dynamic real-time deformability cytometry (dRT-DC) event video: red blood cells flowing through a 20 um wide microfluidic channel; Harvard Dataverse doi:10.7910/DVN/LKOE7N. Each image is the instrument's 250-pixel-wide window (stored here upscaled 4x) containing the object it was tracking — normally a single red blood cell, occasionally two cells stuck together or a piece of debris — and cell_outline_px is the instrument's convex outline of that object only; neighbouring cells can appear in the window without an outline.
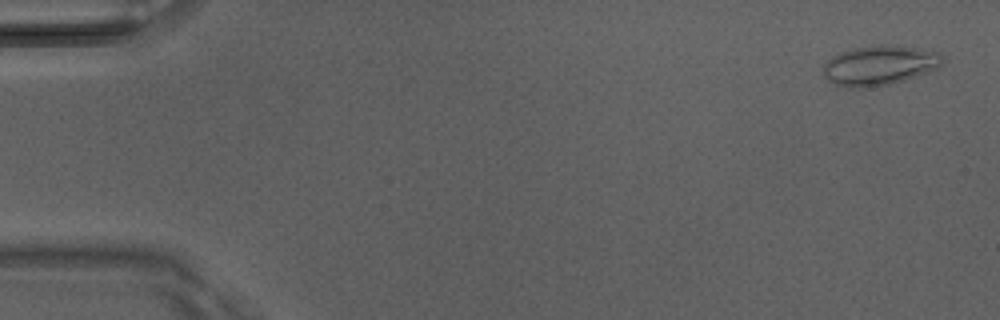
{"species": "Egyptian fruit bat (a non-hibernating species)", "species_latin": "Rousettus aegyptiacus", "temperature_condition": "room temperature", "stored_images_in_passage": 50, "camera_frame_rate_fps": 3000, "um_per_image_px": 0.085, "animal": {"sex": "male"}, "frame": {"image": 1, "passage_image": 2, "time_ms": 0.333, "image_size_px": [1000, 320], "cell_outline_px": [[944, 60], [936, 68], [904, 80], [888, 84], [864, 88], [848, 88], [836, 84], [828, 80], [824, 76], [824, 64], [832, 56], [840, 52], [856, 48], [880, 44], [916, 48], [940, 52], [944, 56]], "centroid_in_image_um": [74.74, 5.55], "position_along_channel_um": 10.3, "area_um2": 27.28}}
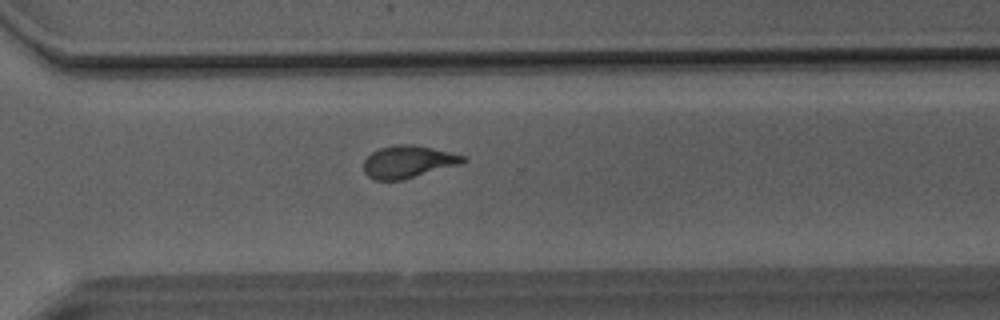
{"frame": {"image": 2, "passage_image": 36, "time_ms": 11.667, "image_size_px": [1000, 320], "cell_outline_px": [[468, 160], [460, 164], [404, 180], [376, 180], [368, 176], [364, 172], [364, 160], [372, 152], [380, 148], [400, 144], [412, 144], [432, 148], [464, 156]], "centroid_in_image_um": [34.68, 13.76], "position_along_channel_um": 335.9, "area_um2": 18.61}}
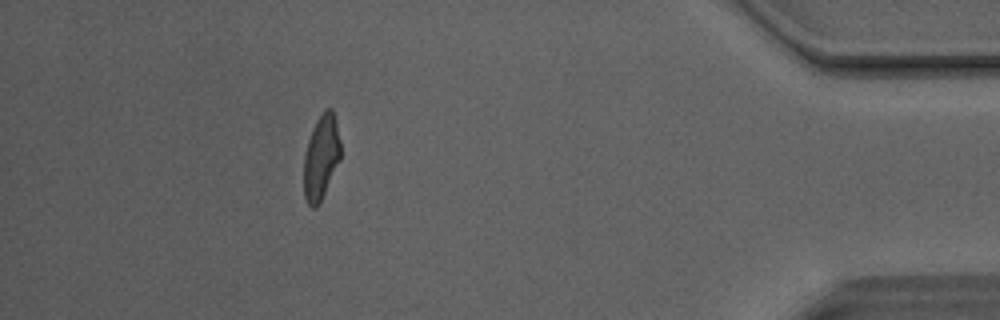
{"frame": {"image": 3, "passage_image": 45, "time_ms": 14.667, "image_size_px": [1000, 320], "cell_outline_px": [[340, 160], [320, 204], [316, 208], [312, 208], [308, 204], [304, 196], [304, 156], [308, 140], [312, 128], [316, 120], [324, 108], [332, 108], [336, 120], [340, 140]], "centroid_in_image_um": [27.3, 13.37], "position_along_channel_um": 407.9, "area_um2": 18.38}, "authors_computed_cell_mechanics": {"area_um2": 19.1029, "velocity_mm_per_s": 4.124, "shape_relaxation_time_tau1_ms": 5.5361, "shape_relaxation_time_tau2_ms": 1.136, "deformation_change_tau1": 0.1881, "deformation_change_tau2": 0.0726}}